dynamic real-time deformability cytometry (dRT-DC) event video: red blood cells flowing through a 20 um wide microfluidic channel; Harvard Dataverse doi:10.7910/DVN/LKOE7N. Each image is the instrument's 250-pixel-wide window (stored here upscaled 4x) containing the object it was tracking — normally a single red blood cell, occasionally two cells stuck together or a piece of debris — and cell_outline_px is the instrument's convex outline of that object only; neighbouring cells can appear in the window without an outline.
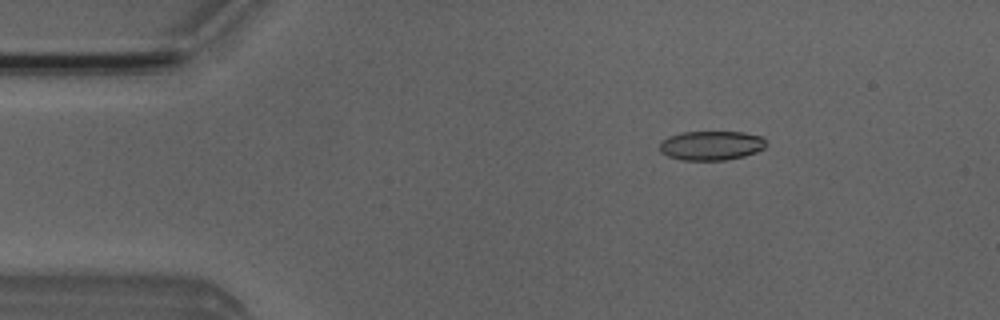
{"species": "Egyptian fruit bat (a non-hibernating species)", "species_latin": "Rousettus aegyptiacus", "temperature_condition": "room temperature", "stored_images_in_passage": 51, "camera_frame_rate_fps": 3000, "um_per_image_px": 0.085, "animal": {"sex": "male"}, "frame": {"image": 1, "passage_image": 8, "time_ms": 2.333, "image_size_px": [1000, 320], "cell_outline_px": [[768, 144], [764, 148], [756, 152], [744, 156], [724, 160], [680, 160], [668, 156], [660, 152], [660, 144], [668, 136], [680, 132], [744, 132], [764, 136]], "centroid_in_image_um": [60.49, 12.36], "position_along_channel_um": 24.5, "area_um2": 18.38}}
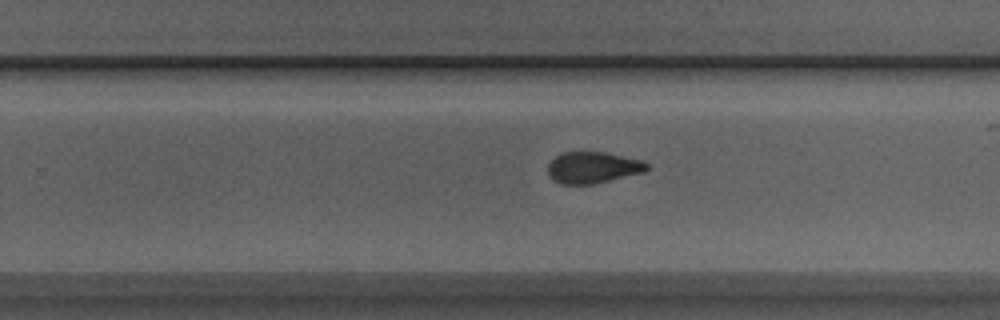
{"frame": {"image": 2, "passage_image": 32, "time_ms": 10.333, "image_size_px": [1000, 320], "cell_outline_px": [[648, 168], [644, 172], [592, 184], [560, 184], [552, 180], [548, 176], [548, 164], [556, 156], [564, 152], [604, 152], [640, 160], [648, 164]], "centroid_in_image_um": [50.35, 14.25], "position_along_channel_um": 279.5, "area_um2": 17.98}}
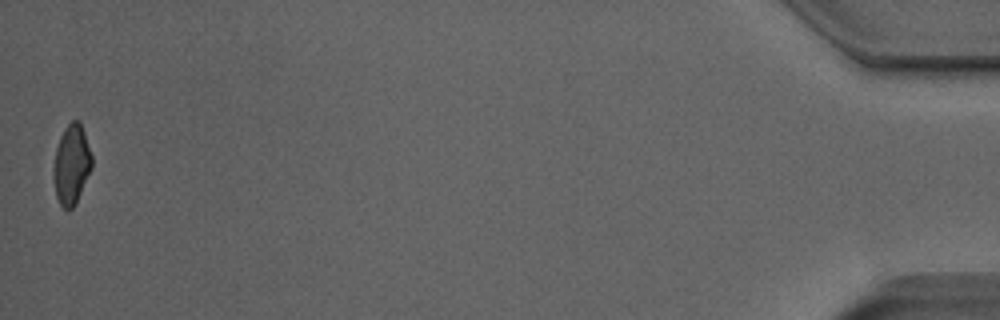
{"frame": {"image": 3, "passage_image": 51, "time_ms": 16.667, "image_size_px": [1000, 320], "cell_outline_px": [[92, 168], [76, 204], [72, 208], [64, 208], [60, 204], [56, 196], [52, 176], [52, 168], [56, 148], [60, 136], [64, 128], [72, 120], [80, 120], [92, 156]], "centroid_in_image_um": [6.06, 13.98], "position_along_channel_um": 429.1, "area_um2": 18.03}, "authors_computed_cell_mechanics": {"area_um2": 18.785, "velocity_mm_per_s": 3.9826, "shape_relaxation_time_tau1_ms": null, "shape_relaxation_time_tau2_ms": 1.8878, "deformation_change_tau1": null, "deformation_change_tau2": 0.079}}